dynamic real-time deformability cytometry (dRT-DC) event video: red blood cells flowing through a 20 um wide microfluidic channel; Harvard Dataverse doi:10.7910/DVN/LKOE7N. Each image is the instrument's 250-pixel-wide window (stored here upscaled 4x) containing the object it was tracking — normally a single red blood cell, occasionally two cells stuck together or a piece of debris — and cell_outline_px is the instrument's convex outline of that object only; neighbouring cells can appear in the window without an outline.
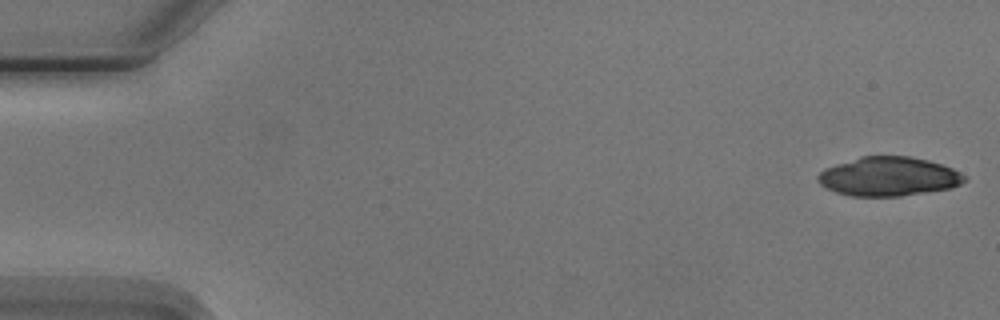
{"species": "Egyptian fruit bat (a non-hibernating species)", "species_latin": "Rousettus aegyptiacus", "temperature_condition": "cold", "stored_images_in_passage": 7, "camera_frame_rate_fps": 3000, "um_per_image_px": 0.085, "animal": {"sex": "male"}, "frame": {"image": 1, "passage_image": 1, "time_ms": 0.0, "image_size_px": [1000, 320], "cell_outline_px": [[968, 180], [952, 188], [900, 196], [852, 196], [836, 192], [820, 184], [816, 180], [816, 176], [820, 172], [836, 164], [860, 156], [908, 156], [928, 160], [952, 168], [960, 172]], "centroid_in_image_um": [75.54, 15.0], "position_along_channel_um": 9.5, "area_um2": 33.23}}
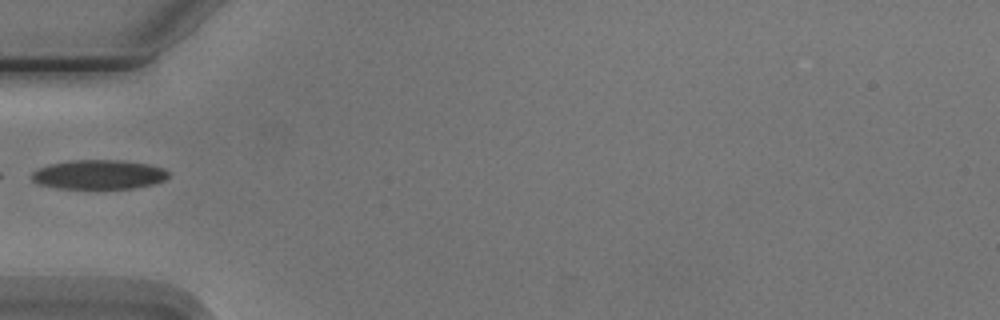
{"frame": {"image": 2, "passage_image": 6, "time_ms": 5.667, "image_size_px": [1000, 320], "cell_outline_px": [[168, 176], [164, 180], [152, 184], [132, 188], [56, 188], [40, 184], [32, 180], [32, 172], [40, 168], [52, 164], [68, 160], [120, 160], [148, 164], [164, 168], [168, 172]], "centroid_in_image_um": [8.4, 14.83], "position_along_channel_um": 76.6, "area_um2": 23.12}}
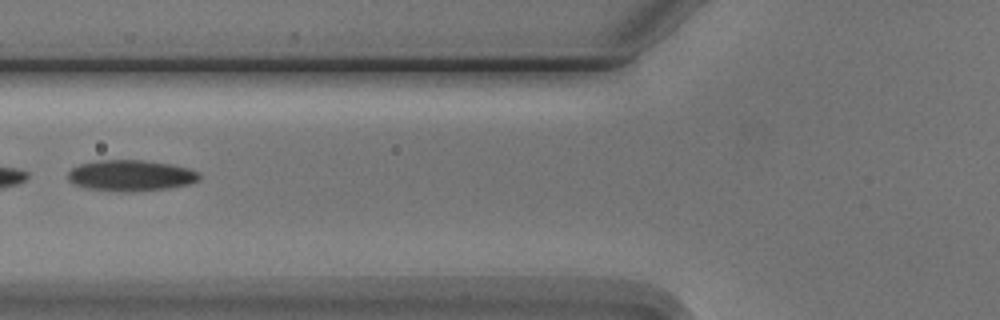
{"frame": {"image": 3, "passage_image": 7, "time_ms": 6.667, "image_size_px": [1000, 320], "cell_outline_px": [[200, 180], [188, 184], [168, 188], [132, 192], [120, 192], [88, 188], [72, 184], [68, 180], [68, 172], [72, 168], [80, 164], [96, 160], [144, 160], [172, 164], [188, 168], [200, 172]], "centroid_in_image_um": [11.12, 14.92], "position_along_channel_um": 114.7, "area_um2": 23.99}}